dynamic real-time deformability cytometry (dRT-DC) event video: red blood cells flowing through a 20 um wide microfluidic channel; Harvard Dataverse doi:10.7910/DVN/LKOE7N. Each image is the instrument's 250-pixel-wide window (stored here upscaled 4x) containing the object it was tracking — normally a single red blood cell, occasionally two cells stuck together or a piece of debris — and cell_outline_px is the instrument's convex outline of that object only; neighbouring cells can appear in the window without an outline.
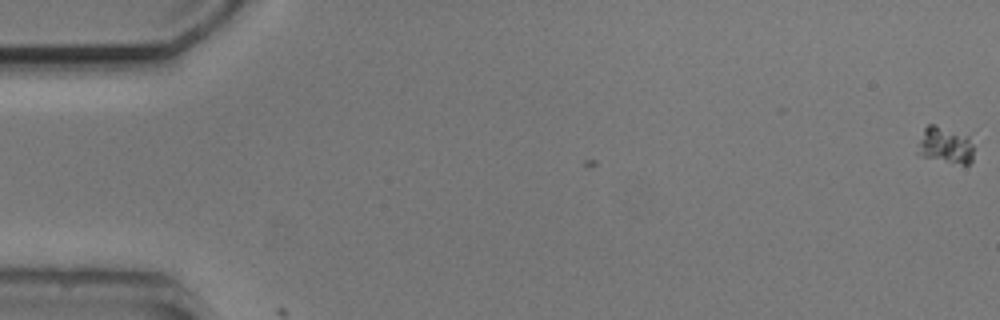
{"species": "common noctule bat (a hibernating species)", "species_latin": "Nyctalus noctula", "temperature_condition": "cold", "stored_images_in_passage": 2, "camera_frame_rate_fps": 3000, "um_per_image_px": 0.085, "animal": {"sex": "male", "body_mass_g": 20.5, "forearm_length_mm": 52.5}, "frame": {"image": 1, "passage_image": 1, "time_ms": 0.0, "image_size_px": [1000, 320], "cell_outline_px": [[972, 160], [968, 164], [964, 164], [920, 156], [916, 152], [924, 128], [928, 124], [932, 124], [968, 136], [972, 144]], "centroid_in_image_um": [80.32, 12.34], "position_along_channel_um": 4.7, "area_um2": 11.56}}